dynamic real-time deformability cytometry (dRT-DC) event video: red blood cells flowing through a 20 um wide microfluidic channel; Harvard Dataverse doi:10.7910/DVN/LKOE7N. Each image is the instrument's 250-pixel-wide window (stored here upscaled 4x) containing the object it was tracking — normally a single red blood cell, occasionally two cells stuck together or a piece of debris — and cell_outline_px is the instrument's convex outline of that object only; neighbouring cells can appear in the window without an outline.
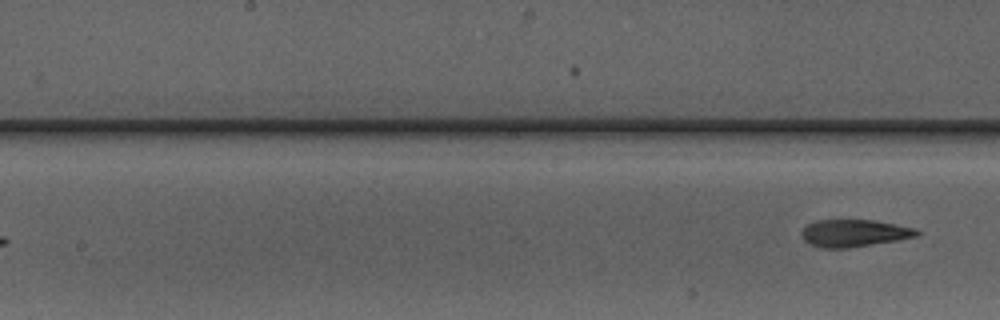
{"species": "Egyptian fruit bat (a non-hibernating species)", "species_latin": "Rousettus aegyptiacus", "temperature_condition": "warm", "stored_images_in_passage": 8, "segment_of_instrument_passage": [2, 2], "camera_frame_rate_fps": 3000, "um_per_image_px": 0.085, "animal": {"sex": "male"}, "frame": {"image": 1, "passage_image": 8, "time_ms": 10.0, "image_size_px": [1000, 320], "cell_outline_px": [[920, 232], [916, 236], [896, 240], [848, 248], [820, 248], [808, 244], [800, 236], [800, 232], [808, 224], [816, 220], [872, 220], [896, 224], [912, 228]], "centroid_in_image_um": [72.51, 19.82], "position_along_channel_um": 175.7, "area_um2": 18.21}}